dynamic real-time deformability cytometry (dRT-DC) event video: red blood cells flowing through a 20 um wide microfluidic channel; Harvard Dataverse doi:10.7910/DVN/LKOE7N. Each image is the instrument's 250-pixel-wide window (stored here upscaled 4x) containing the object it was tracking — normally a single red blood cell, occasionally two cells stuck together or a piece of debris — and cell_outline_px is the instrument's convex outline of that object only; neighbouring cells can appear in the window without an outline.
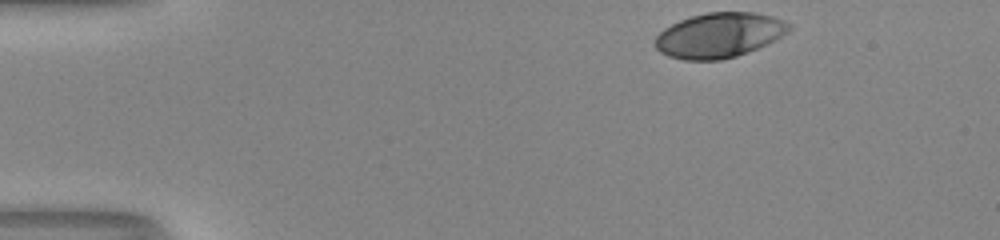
{"species": "human", "species_latin": "Homo sapiens", "temperature_condition": "room temperature", "stored_images_in_passage": 37, "camera_frame_rate_fps": 3000, "um_per_image_px": 0.085, "donor": {"sex": "male"}, "frame": {"image": 1, "passage_image": 1, "time_ms": 0.0, "image_size_px": [1000, 240], "cell_outline_px": [[792, 28], [788, 32], [776, 40], [748, 52], [736, 56], [720, 60], [684, 60], [668, 56], [660, 52], [656, 48], [656, 36], [664, 28], [680, 20], [692, 16], [708, 12], [752, 12], [772, 16], [784, 20], [792, 24]], "centroid_in_image_um": [61.16, 2.99], "position_along_channel_um": 23.8, "area_um2": 35.08}}
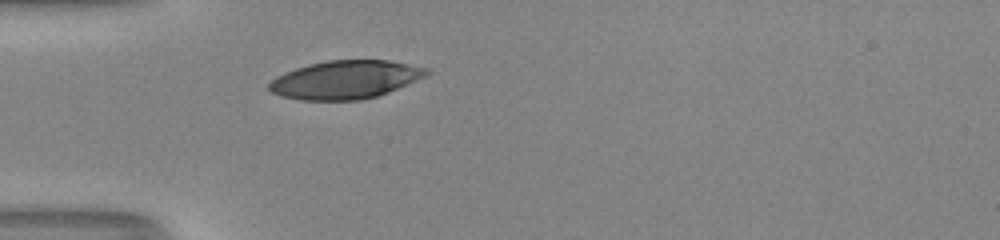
{"frame": {"image": 2, "passage_image": 10, "time_ms": 3.0, "image_size_px": [1000, 240], "cell_outline_px": [[432, 72], [428, 76], [388, 92], [376, 96], [360, 100], [300, 100], [280, 96], [272, 92], [268, 88], [268, 84], [276, 76], [284, 72], [308, 64], [328, 60], [388, 60], [428, 68]], "centroid_in_image_um": [29.36, 6.77], "position_along_channel_um": 55.6, "area_um2": 35.26}}
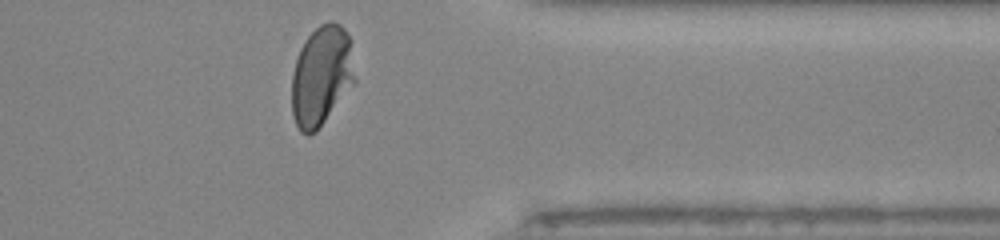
{"frame": {"image": 3, "passage_image": 36, "time_ms": 11.667, "image_size_px": [1000, 240], "cell_outline_px": [[356, 80], [316, 132], [308, 136], [300, 132], [292, 116], [292, 72], [300, 48], [304, 40], [320, 24], [332, 20], [340, 24], [344, 28], [348, 36]], "centroid_in_image_um": [27.29, 6.46], "position_along_channel_um": 384.1, "area_um2": 36.65}, "authors_computed_cell_mechanics": {"area_um2": 36.2984, "velocity_mm_per_s": 3.9998, "shape_relaxation_time_tau1_ms": 3.8598, "shape_relaxation_time_tau2_ms": null, "deformation_change_tau1": 0.1944, "deformation_change_tau2": null}}